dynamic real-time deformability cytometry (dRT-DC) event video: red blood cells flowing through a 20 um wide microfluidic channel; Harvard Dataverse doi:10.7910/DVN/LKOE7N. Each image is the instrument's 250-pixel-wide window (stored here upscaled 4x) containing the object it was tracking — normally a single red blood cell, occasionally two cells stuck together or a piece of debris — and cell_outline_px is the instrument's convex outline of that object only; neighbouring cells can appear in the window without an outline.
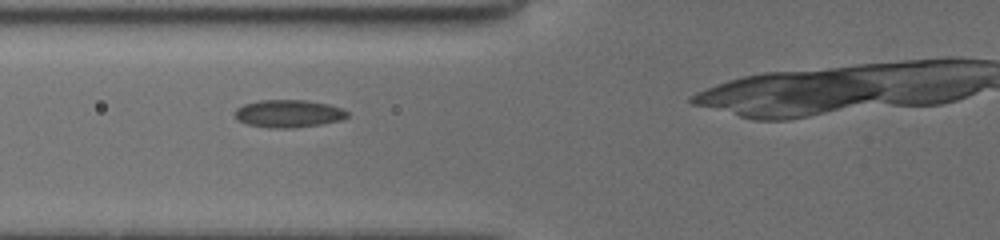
{"species": "common noctule bat (a hibernating species)", "species_latin": "Nyctalus noctula", "temperature_condition": "cold", "stored_images_in_passage": 32, "camera_frame_rate_fps": 3000, "um_per_image_px": 0.085, "animal": {"sex": "female", "body_mass_g": 19.5, "forearm_length_mm": 54.1}, "frame": {"image": 1, "passage_image": 10, "time_ms": 4.333, "image_size_px": [1000, 240], "cell_outline_px": [[348, 116], [340, 120], [320, 124], [296, 128], [268, 128], [244, 124], [236, 120], [232, 116], [232, 112], [236, 108], [244, 104], [260, 100], [304, 100], [328, 104], [340, 108], [348, 112]], "centroid_in_image_um": [24.42, 9.67], "position_along_channel_um": 101.4, "area_um2": 18.38}}
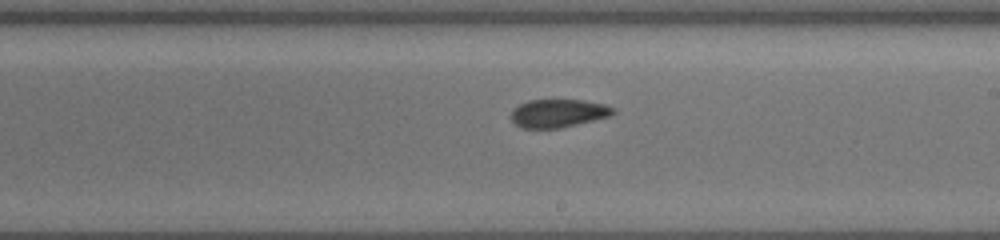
{"frame": {"image": 2, "passage_image": 22, "time_ms": 8.0, "image_size_px": [1000, 240], "cell_outline_px": [[616, 112], [612, 116], [560, 128], [520, 128], [508, 116], [512, 108], [528, 100], [584, 100], [604, 104], [616, 108]], "centroid_in_image_um": [47.44, 9.62], "position_along_channel_um": 241.6, "area_um2": 17.05}}
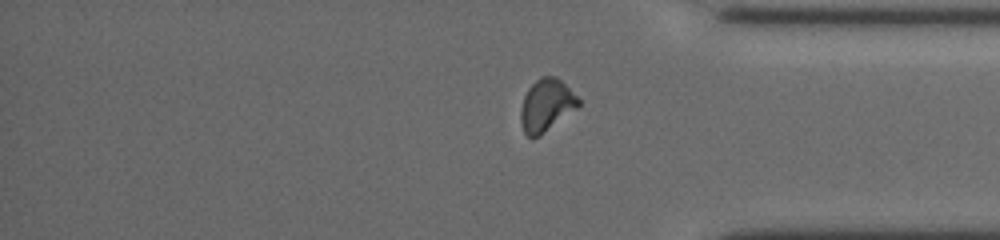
{"frame": {"image": 3, "passage_image": 31, "time_ms": 12.0, "image_size_px": [1000, 240], "cell_outline_px": [[580, 104], [576, 108], [540, 136], [528, 136], [524, 132], [520, 120], [520, 112], [524, 96], [528, 88], [540, 76], [556, 76], [580, 100]], "centroid_in_image_um": [46.42, 8.94], "position_along_channel_um": 388.8, "area_um2": 17.28}}